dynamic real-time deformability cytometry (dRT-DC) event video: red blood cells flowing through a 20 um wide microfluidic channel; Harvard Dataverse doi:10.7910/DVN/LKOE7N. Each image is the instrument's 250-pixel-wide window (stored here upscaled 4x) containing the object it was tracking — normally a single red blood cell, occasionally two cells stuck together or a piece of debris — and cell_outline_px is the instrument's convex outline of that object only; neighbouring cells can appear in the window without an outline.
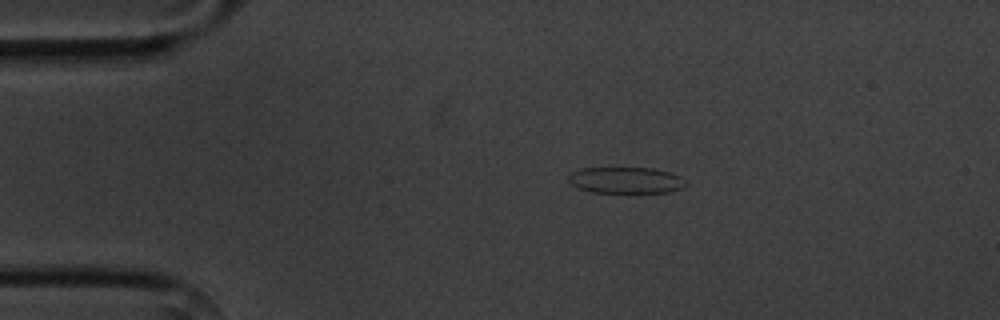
{"species": "common noctule bat (a hibernating species)", "species_latin": "Nyctalus noctula", "temperature_condition": "cold", "stored_images_in_passage": 3, "camera_frame_rate_fps": 3000, "um_per_image_px": 0.085, "animal": {"sex": "male", "body_mass_g": 20.1, "forearm_length_mm": 53.5}, "frame": {"image": 1, "passage_image": 1, "time_ms": 0.0, "image_size_px": [1000, 320], "cell_outline_px": [[688, 184], [684, 188], [668, 192], [592, 192], [576, 188], [568, 184], [568, 176], [572, 172], [580, 168], [652, 168], [668, 172], [680, 176], [688, 180]], "centroid_in_image_um": [53.19, 15.32], "position_along_channel_um": 31.8, "area_um2": 18.21}}